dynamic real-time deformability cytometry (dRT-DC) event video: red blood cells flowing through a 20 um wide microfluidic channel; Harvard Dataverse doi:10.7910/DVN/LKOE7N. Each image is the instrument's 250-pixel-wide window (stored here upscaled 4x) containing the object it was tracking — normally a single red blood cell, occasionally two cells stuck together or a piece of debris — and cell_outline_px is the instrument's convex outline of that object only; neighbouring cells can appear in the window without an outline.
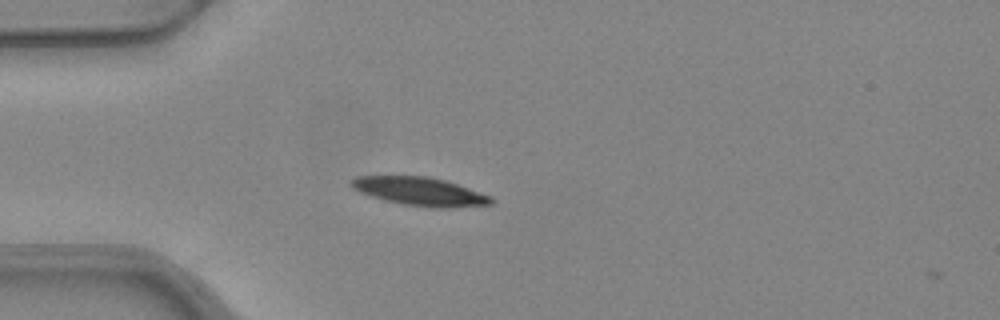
{"species": "common noctule bat (a hibernating species)", "species_latin": "Nyctalus noctula", "temperature_condition": "warm", "stored_images_in_passage": 40, "camera_frame_rate_fps": 3000, "um_per_image_px": 0.085, "animal": {"sex": "female", "body_mass_g": 24.6, "forearm_length_mm": 56.2}, "frame": {"image": 1, "passage_image": 2, "time_ms": 0.333, "image_size_px": [1000, 320], "cell_outline_px": [[496, 200], [492, 204], [452, 208], [432, 208], [404, 204], [384, 200], [360, 192], [352, 188], [348, 184], [348, 180], [356, 176], [428, 176], [444, 180], [492, 196]], "centroid_in_image_um": [35.69, 16.27], "position_along_channel_um": 49.3, "area_um2": 23.29}}
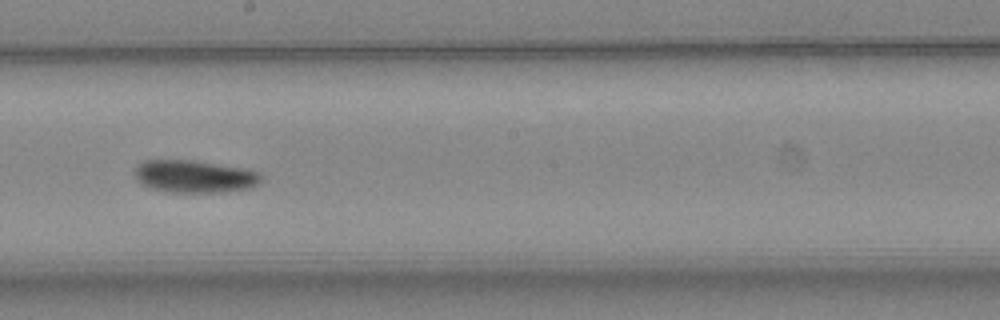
{"frame": {"image": 2, "passage_image": 17, "time_ms": 5.333, "image_size_px": [1000, 320], "cell_outline_px": [[264, 180], [260, 184], [252, 188], [220, 192], [168, 192], [152, 188], [140, 184], [136, 180], [136, 168], [144, 160], [192, 160], [248, 168], [260, 172], [264, 176]], "centroid_in_image_um": [16.63, 15.0], "position_along_channel_um": 231.6, "area_um2": 24.33}}
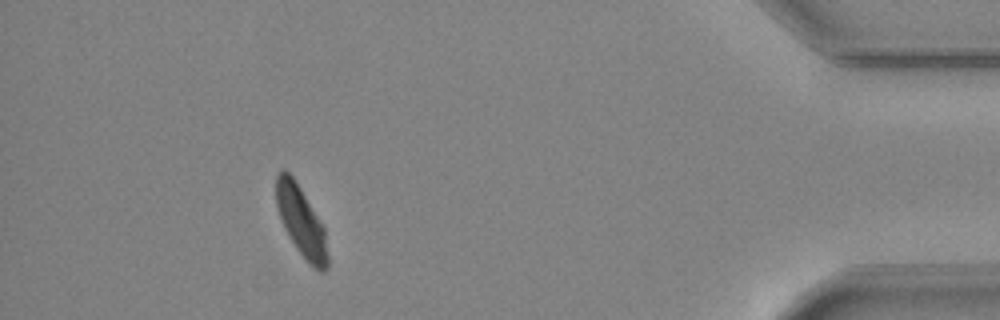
{"frame": {"image": 3, "passage_image": 35, "time_ms": 11.333, "image_size_px": [1000, 320], "cell_outline_px": [[328, 268], [324, 272], [320, 272], [296, 248], [284, 228], [280, 220], [276, 208], [276, 176], [284, 168], [296, 180], [324, 228], [328, 256]], "centroid_in_image_um": [25.58, 18.79], "position_along_channel_um": 409.6, "area_um2": 20.75}, "authors_computed_cell_mechanics": {"area_um2": 23.2934, "velocity_mm_per_s": 3.9265, "shape_relaxation_time_tau1_ms": 4.352, "shape_relaxation_time_tau2_ms": null, "deformation_change_tau1": 0.1714, "deformation_change_tau2": null}}